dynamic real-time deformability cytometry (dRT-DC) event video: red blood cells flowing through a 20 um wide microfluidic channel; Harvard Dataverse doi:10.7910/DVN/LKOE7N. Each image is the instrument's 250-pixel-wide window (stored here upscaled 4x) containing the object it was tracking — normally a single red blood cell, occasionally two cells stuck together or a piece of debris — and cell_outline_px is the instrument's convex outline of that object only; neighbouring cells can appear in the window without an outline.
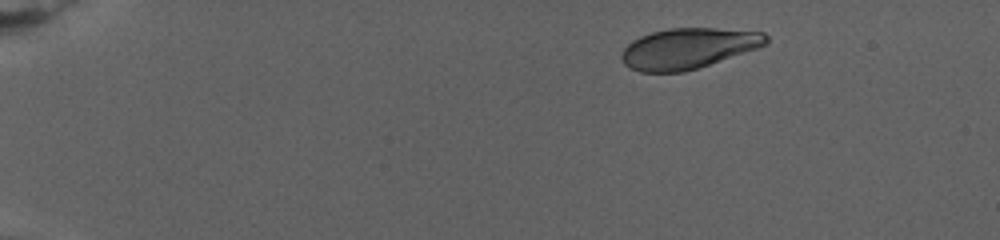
{"species": "human", "species_latin": "Homo sapiens", "temperature_condition": "warm", "stored_images_in_passage": 61, "camera_frame_rate_fps": 3000, "um_per_image_px": 0.085, "donor": {"sex": "female"}, "frame": {"image": 1, "passage_image": 1, "time_ms": 0.0, "image_size_px": [1000, 240], "cell_outline_px": [[768, 44], [684, 72], [640, 72], [628, 68], [624, 64], [620, 56], [624, 48], [632, 40], [640, 36], [652, 32], [668, 28], [712, 28], [764, 32], [768, 36]], "centroid_in_image_um": [58.45, 4.11], "position_along_channel_um": 26.6, "area_um2": 33.99}}
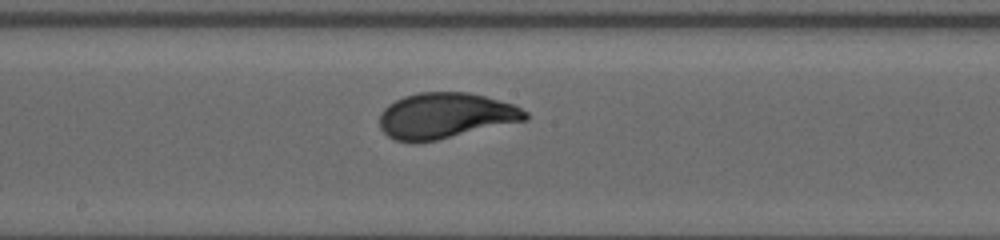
{"frame": {"image": 2, "passage_image": 31, "time_ms": 11.333, "image_size_px": [1000, 240], "cell_outline_px": [[528, 120], [436, 140], [396, 140], [388, 136], [380, 128], [380, 112], [388, 104], [404, 96], [420, 92], [468, 92], [500, 100], [512, 104], [528, 112]], "centroid_in_image_um": [37.88, 9.81], "position_along_channel_um": 210.3, "area_um2": 38.38}}
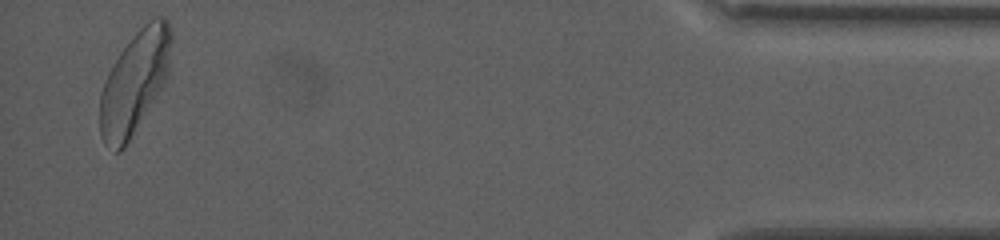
{"frame": {"image": 3, "passage_image": 59, "time_ms": 22.0, "image_size_px": [1000, 240], "cell_outline_px": [[172, 40], [168, 72], [164, 84], [124, 148], [120, 152], [116, 152], [100, 136], [100, 92], [104, 80], [112, 64], [120, 52], [132, 36], [148, 20], [156, 16], [164, 16], [168, 20], [172, 32]], "centroid_in_image_um": [11.45, 6.94], "position_along_channel_um": 423.8, "area_um2": 42.48}, "authors_computed_cell_mechanics": {"area_um2": 38.0324, "velocity_mm_per_s": 2.6274, "shape_relaxation_time_tau1_ms": 4.7426, "shape_relaxation_time_tau2_ms": null, "deformation_change_tau1": 0.1872, "deformation_change_tau2": null}}